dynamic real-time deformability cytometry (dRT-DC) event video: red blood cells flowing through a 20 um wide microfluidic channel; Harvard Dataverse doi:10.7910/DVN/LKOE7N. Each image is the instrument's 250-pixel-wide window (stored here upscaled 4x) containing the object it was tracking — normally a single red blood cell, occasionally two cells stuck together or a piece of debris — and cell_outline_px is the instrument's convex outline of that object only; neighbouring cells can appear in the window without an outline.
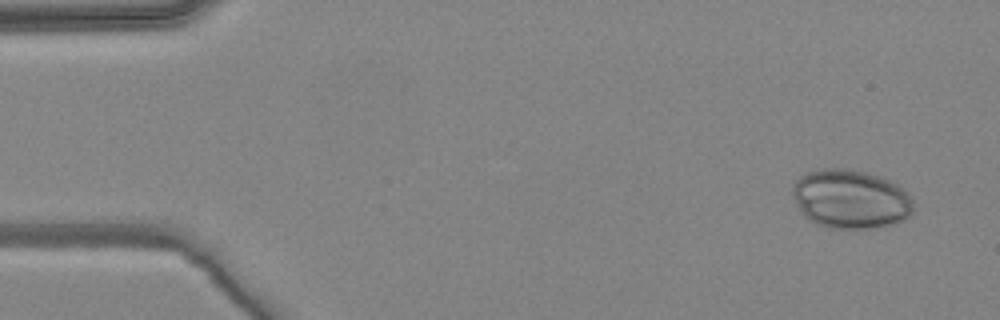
{"species": "common noctule bat (a hibernating species)", "species_latin": "Nyctalus noctula", "temperature_condition": "warm", "stored_images_in_passage": 4, "camera_frame_rate_fps": 3000, "um_per_image_px": 0.085, "animal": {"sex": "female", "body_mass_g": 24.6, "forearm_length_mm": 56.2}, "frame": {"image": 1, "passage_image": 1, "time_ms": 0.0, "image_size_px": [1000, 320], "cell_outline_px": [[912, 216], [896, 224], [868, 228], [828, 228], [816, 224], [804, 216], [796, 204], [792, 196], [792, 184], [800, 176], [808, 172], [824, 168], [844, 168], [864, 172], [880, 176], [896, 184], [908, 192], [912, 196]], "centroid_in_image_um": [72.3, 16.93], "position_along_channel_um": 12.7, "area_um2": 41.85}}